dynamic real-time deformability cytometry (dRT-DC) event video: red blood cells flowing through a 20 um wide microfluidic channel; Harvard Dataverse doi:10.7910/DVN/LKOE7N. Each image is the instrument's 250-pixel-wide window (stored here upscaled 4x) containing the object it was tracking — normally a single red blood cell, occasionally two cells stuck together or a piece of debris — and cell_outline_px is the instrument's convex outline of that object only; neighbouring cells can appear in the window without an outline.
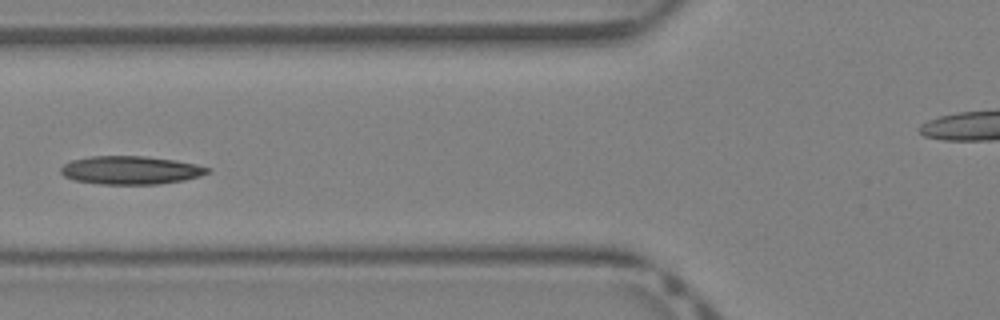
{"species": "Egyptian fruit bat (a non-hibernating species)", "species_latin": "Rousettus aegyptiacus", "temperature_condition": "warm", "stored_images_in_passage": 41, "camera_frame_rate_fps": 3000, "um_per_image_px": 0.085, "animal": {"sex": "female"}, "frame": {"image": 1, "passage_image": 16, "time_ms": 5.0, "image_size_px": [1000, 320], "cell_outline_px": [[212, 168], [208, 172], [200, 176], [184, 180], [160, 184], [100, 184], [72, 180], [64, 176], [60, 172], [60, 168], [64, 164], [72, 160], [92, 156], [148, 156], [176, 160], [196, 164]], "centroid_in_image_um": [11.11, 14.46], "position_along_channel_um": 114.7, "area_um2": 24.33}}
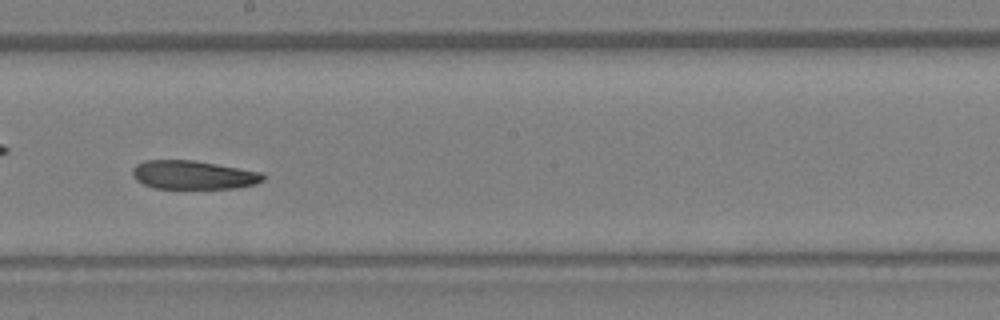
{"frame": {"image": 2, "passage_image": 23, "time_ms": 7.333, "image_size_px": [1000, 320], "cell_outline_px": [[264, 180], [256, 184], [236, 188], [152, 188], [136, 180], [132, 176], [132, 168], [136, 164], [144, 160], [192, 160], [216, 164], [260, 172], [264, 176]], "centroid_in_image_um": [16.38, 14.87], "position_along_channel_um": 231.8, "area_um2": 21.73}}
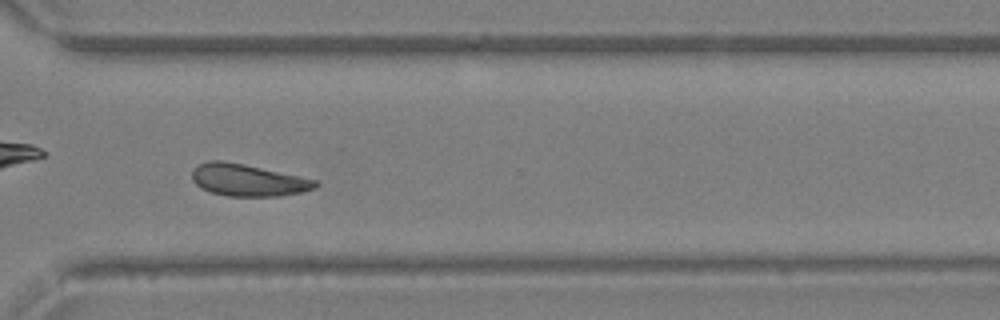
{"frame": {"image": 3, "passage_image": 30, "time_ms": 9.667, "image_size_px": [1000, 320], "cell_outline_px": [[320, 184], [316, 188], [304, 192], [280, 196], [228, 196], [212, 192], [200, 188], [192, 180], [192, 168], [208, 160], [224, 160], [244, 164], [300, 176], [316, 180]], "centroid_in_image_um": [21.08, 15.31], "position_along_channel_um": 349.5, "area_um2": 23.18}}